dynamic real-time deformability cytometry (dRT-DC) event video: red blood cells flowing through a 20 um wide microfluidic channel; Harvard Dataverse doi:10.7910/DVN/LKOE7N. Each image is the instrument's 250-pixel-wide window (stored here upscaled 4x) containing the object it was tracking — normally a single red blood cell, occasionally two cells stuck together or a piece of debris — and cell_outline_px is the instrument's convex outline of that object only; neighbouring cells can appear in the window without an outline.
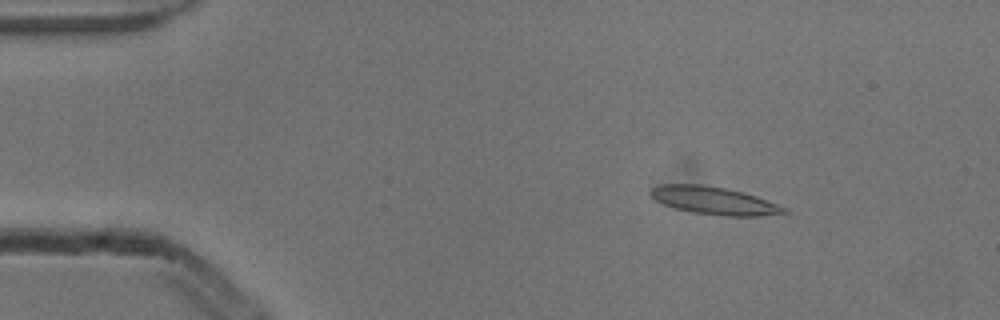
{"species": "common noctule bat (a hibernating species)", "species_latin": "Nyctalus noctula", "temperature_condition": "cold", "stored_images_in_passage": 5, "camera_frame_rate_fps": 3000, "um_per_image_px": 0.085, "animal": {"sex": "male", "body_mass_g": 13.3}, "frame": {"image": 1, "passage_image": 3, "time_ms": 0.667, "image_size_px": [1000, 320], "cell_outline_px": [[792, 212], [760, 216], [724, 216], [692, 212], [676, 208], [664, 204], [656, 200], [648, 192], [652, 188], [660, 184], [700, 184], [724, 188], [744, 192], [756, 196], [788, 208]], "centroid_in_image_um": [60.73, 17.05], "position_along_channel_um": 24.3, "area_um2": 21.56}}